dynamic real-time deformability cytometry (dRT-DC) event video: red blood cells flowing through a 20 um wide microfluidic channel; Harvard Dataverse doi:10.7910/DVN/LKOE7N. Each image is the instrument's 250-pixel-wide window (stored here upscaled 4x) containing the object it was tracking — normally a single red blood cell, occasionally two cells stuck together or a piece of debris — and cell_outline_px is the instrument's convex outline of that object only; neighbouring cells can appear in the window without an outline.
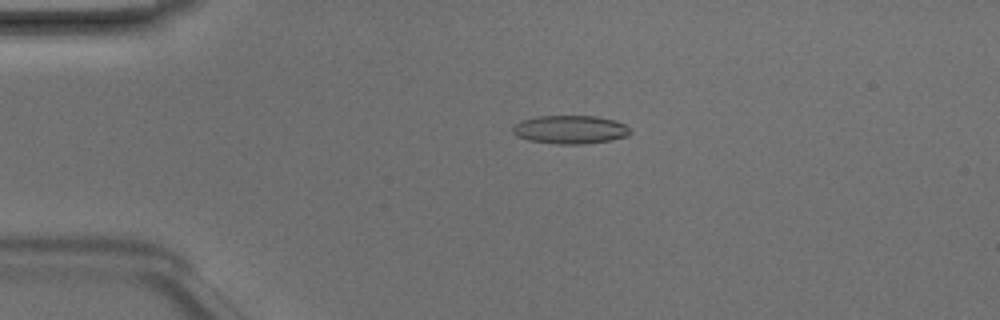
{"species": "Egyptian fruit bat (a non-hibernating species)", "species_latin": "Rousettus aegyptiacus", "temperature_condition": "room temperature", "stored_images_in_passage": 48, "camera_frame_rate_fps": 3000, "um_per_image_px": 0.085, "animal": {"sex": "male"}, "frame": {"image": 1, "passage_image": 11, "time_ms": 3.333, "image_size_px": [1000, 320], "cell_outline_px": [[632, 132], [628, 136], [612, 140], [580, 144], [556, 144], [528, 140], [516, 136], [512, 132], [512, 128], [520, 120], [536, 116], [596, 116], [616, 120], [624, 124]], "centroid_in_image_um": [48.46, 11.01], "position_along_channel_um": 36.5, "area_um2": 19.59}}
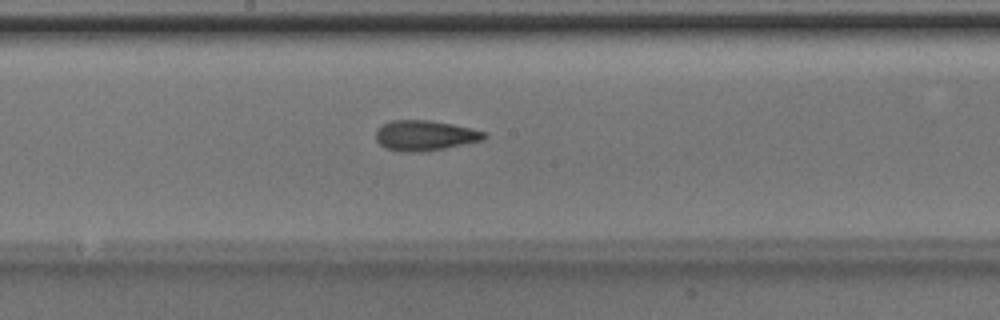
{"frame": {"image": 2, "passage_image": 26, "time_ms": 8.333, "image_size_px": [1000, 320], "cell_outline_px": [[488, 136], [484, 140], [444, 148], [420, 152], [400, 152], [384, 148], [376, 140], [376, 128], [392, 120], [428, 120], [452, 124], [488, 132]], "centroid_in_image_um": [36.12, 11.52], "position_along_channel_um": 212.1, "area_um2": 19.25}}
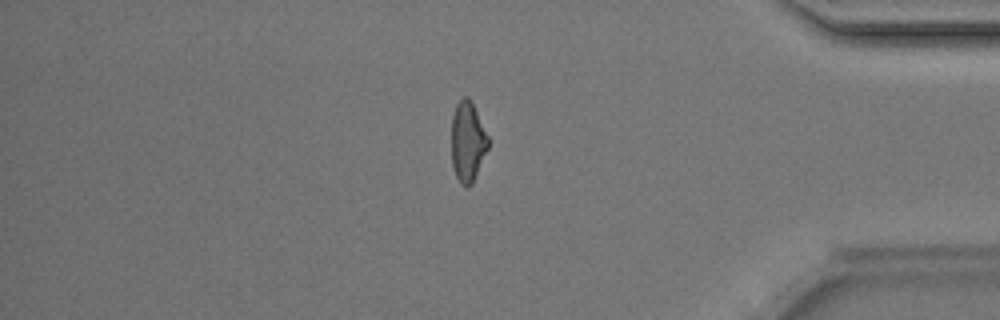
{"frame": {"image": 3, "passage_image": 41, "time_ms": 13.333, "image_size_px": [1000, 320], "cell_outline_px": [[488, 148], [472, 184], [468, 188], [464, 188], [460, 184], [456, 176], [452, 164], [452, 116], [456, 104], [464, 96], [468, 96], [472, 100], [488, 136]], "centroid_in_image_um": [39.75, 12.04], "position_along_channel_um": 395.5, "area_um2": 17.28}, "authors_computed_cell_mechanics": {"area_um2": 18.6405, "velocity_mm_per_s": 4.2321, "shape_relaxation_time_tau1_ms": 5.2728, "shape_relaxation_time_tau2_ms": 2.0969, "deformation_change_tau1": 0.1442, "deformation_change_tau2": 0.0985}}